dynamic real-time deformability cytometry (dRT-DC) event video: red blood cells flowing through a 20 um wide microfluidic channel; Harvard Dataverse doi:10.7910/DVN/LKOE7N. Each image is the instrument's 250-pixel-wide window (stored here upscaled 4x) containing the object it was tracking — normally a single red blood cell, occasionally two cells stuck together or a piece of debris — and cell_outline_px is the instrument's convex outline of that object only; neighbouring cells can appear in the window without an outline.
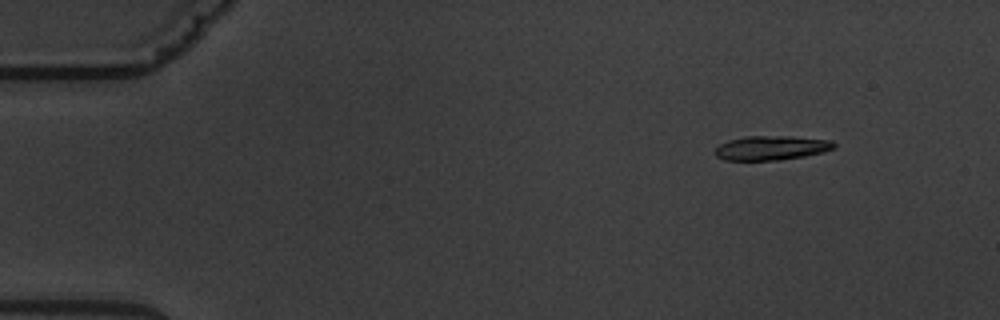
{"species": "common noctule bat (a hibernating species)", "species_latin": "Nyctalus noctula", "temperature_condition": "warm", "stored_images_in_passage": 5, "camera_frame_rate_fps": 3000, "um_per_image_px": 0.085, "animal": {"sex": "male", "body_mass_g": 19.5, "forearm_length_mm": 54.6}, "frame": {"image": 1, "passage_image": 2, "time_ms": 1.333, "image_size_px": [1000, 320], "cell_outline_px": [[836, 148], [824, 152], [804, 156], [780, 160], [724, 160], [716, 156], [712, 152], [720, 144], [728, 140], [744, 136], [788, 136], [832, 140], [836, 144]], "centroid_in_image_um": [65.56, 12.57], "position_along_channel_um": 19.4, "area_um2": 17.05}}
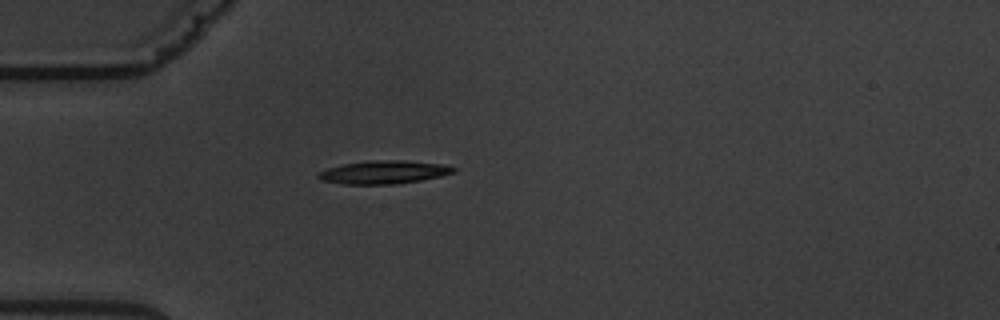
{"frame": {"image": 2, "passage_image": 5, "time_ms": 4.667, "image_size_px": [1000, 320], "cell_outline_px": [[456, 172], [440, 176], [420, 180], [396, 184], [344, 184], [320, 180], [316, 176], [320, 172], [328, 168], [344, 164], [368, 160], [404, 160], [444, 164], [456, 168]], "centroid_in_image_um": [32.64, 14.63], "position_along_channel_um": 52.4, "area_um2": 18.26}}